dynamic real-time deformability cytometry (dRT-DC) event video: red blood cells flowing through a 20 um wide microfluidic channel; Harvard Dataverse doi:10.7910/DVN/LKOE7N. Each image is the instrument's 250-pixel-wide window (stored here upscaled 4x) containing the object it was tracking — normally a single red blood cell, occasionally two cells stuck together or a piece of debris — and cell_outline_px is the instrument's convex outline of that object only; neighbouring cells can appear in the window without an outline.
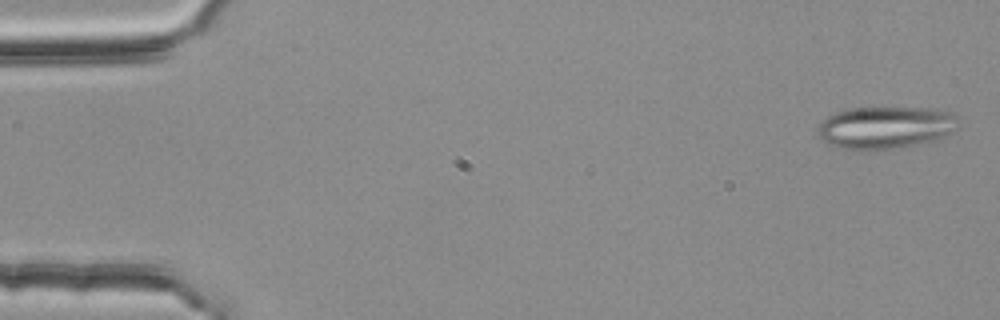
{"species": "common noctule bat (a hibernating species)", "species_latin": "Nyctalus noctula", "temperature_condition": "room temperature", "stored_images_in_passage": 4, "camera_frame_rate_fps": 3000, "um_per_image_px": 0.085, "animal": {"sex": "female", "body_mass_g": 25.1}, "frame": {"image": 1, "passage_image": 1, "time_ms": 0.0, "image_size_px": [1000, 320], "cell_outline_px": [[956, 128], [952, 132], [936, 140], [904, 148], [872, 152], [856, 152], [840, 148], [828, 144], [816, 132], [816, 128], [828, 116], [836, 112], [852, 108], [940, 108], [956, 112]], "centroid_in_image_um": [75.28, 10.88], "position_along_channel_um": 9.7, "area_um2": 35.72}}